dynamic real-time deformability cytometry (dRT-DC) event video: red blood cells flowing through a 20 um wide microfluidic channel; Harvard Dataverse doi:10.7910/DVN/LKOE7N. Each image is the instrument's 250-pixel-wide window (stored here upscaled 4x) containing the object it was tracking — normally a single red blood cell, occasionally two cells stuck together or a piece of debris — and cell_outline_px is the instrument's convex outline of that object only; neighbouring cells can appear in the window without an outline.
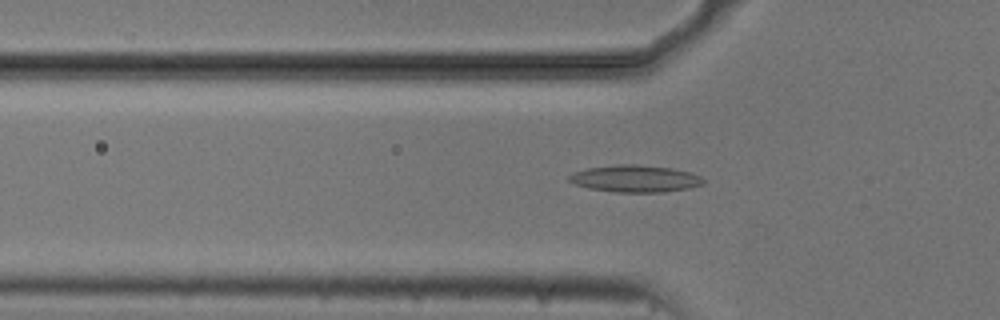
{"species": "common noctule bat (a hibernating species)", "species_latin": "Nyctalus noctula", "temperature_condition": "cold", "stored_images_in_passage": 48, "camera_frame_rate_fps": 3000, "um_per_image_px": 0.085, "animal": {"sex": "male", "body_mass_g": 20.5, "forearm_length_mm": 52.5}, "frame": {"image": 1, "passage_image": 11, "time_ms": 3.333, "image_size_px": [1000, 320], "cell_outline_px": [[704, 184], [688, 188], [664, 192], [616, 192], [588, 188], [576, 184], [568, 180], [568, 176], [572, 172], [588, 168], [620, 164], [636, 164], [672, 168], [692, 172], [700, 176], [704, 180]], "centroid_in_image_um": [54.0, 15.18], "position_along_channel_um": 71.8, "area_um2": 21.15}}
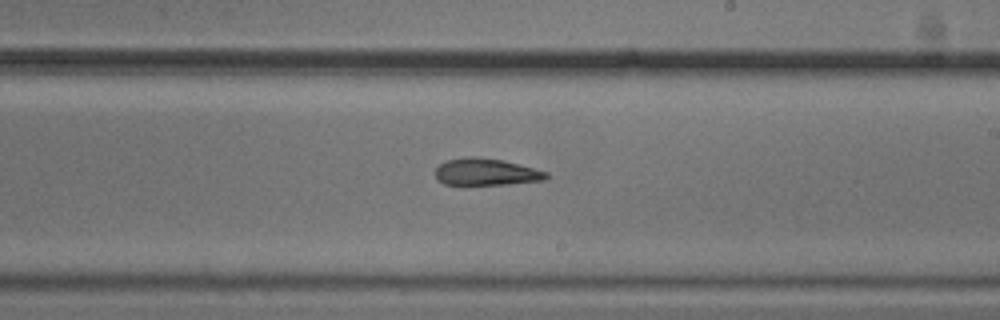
{"frame": {"image": 2, "passage_image": 25, "time_ms": 8.0, "image_size_px": [1000, 320], "cell_outline_px": [[548, 176], [544, 180], [508, 184], [444, 184], [436, 180], [436, 168], [444, 160], [468, 156], [476, 156], [504, 160], [520, 164], [548, 172]], "centroid_in_image_um": [41.3, 14.6], "position_along_channel_um": 247.7, "area_um2": 17.51}}
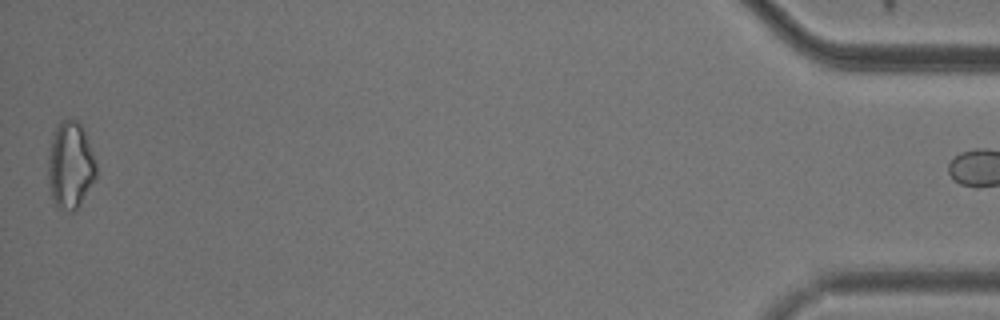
{"frame": {"image": 3, "passage_image": 47, "time_ms": 15.333, "image_size_px": [1000, 320], "cell_outline_px": [[96, 180], [76, 212], [68, 212], [56, 208], [48, 184], [48, 156], [52, 140], [56, 128], [60, 120], [76, 120], [80, 124], [84, 132], [96, 164]], "centroid_in_image_um": [5.98, 14.14], "position_along_channel_um": 429.2, "area_um2": 24.45}}